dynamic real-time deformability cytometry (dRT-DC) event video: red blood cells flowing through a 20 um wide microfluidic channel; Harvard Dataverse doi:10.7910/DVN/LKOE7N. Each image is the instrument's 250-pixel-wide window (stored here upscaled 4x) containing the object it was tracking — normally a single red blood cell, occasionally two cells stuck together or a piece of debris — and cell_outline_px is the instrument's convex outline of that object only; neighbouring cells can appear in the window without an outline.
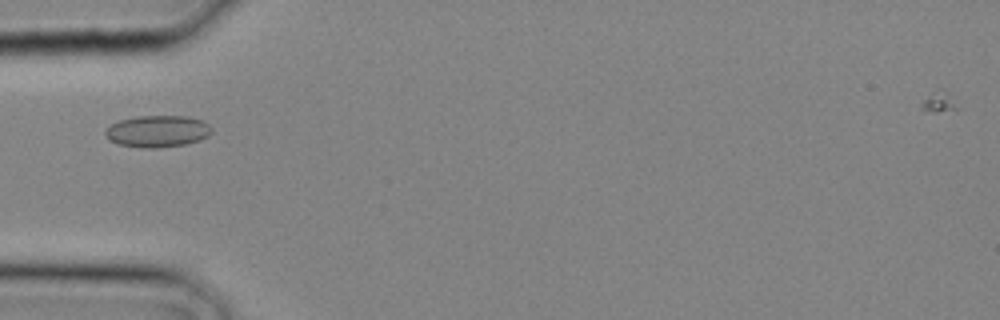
{"species": "common noctule bat (a hibernating species)", "species_latin": "Nyctalus noctula", "temperature_condition": "cold", "stored_images_in_passage": 9, "camera_frame_rate_fps": 3000, "um_per_image_px": 0.085, "animal": {"sex": "male", "body_mass_g": 20.4}, "frame": {"image": 1, "passage_image": 2, "time_ms": 0.333, "image_size_px": [1000, 320], "cell_outline_px": [[212, 132], [208, 136], [200, 140], [184, 144], [156, 148], [140, 148], [116, 144], [108, 140], [104, 136], [104, 132], [112, 124], [120, 120], [136, 116], [188, 116], [200, 120], [208, 124], [212, 128]], "centroid_in_image_um": [13.36, 11.17], "position_along_channel_um": 71.6, "area_um2": 19.83}}
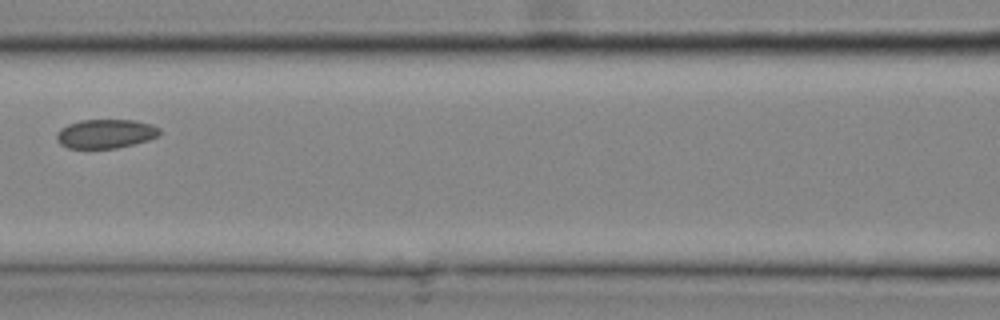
{"frame": {"image": 2, "passage_image": 6, "time_ms": 1.667, "image_size_px": [1000, 320], "cell_outline_px": [[160, 136], [148, 140], [116, 148], [68, 148], [60, 144], [56, 140], [56, 132], [60, 128], [68, 124], [80, 120], [136, 120], [152, 124], [160, 128]], "centroid_in_image_um": [8.97, 11.36], "position_along_channel_um": 157.6, "area_um2": 17.57}}
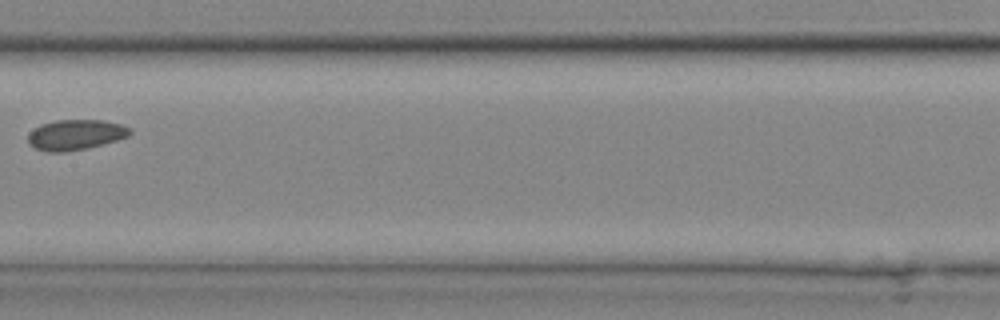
{"frame": {"image": 3, "passage_image": 8, "time_ms": 2.333, "image_size_px": [1000, 320], "cell_outline_px": [[132, 132], [128, 136], [116, 140], [88, 148], [64, 152], [48, 152], [36, 148], [28, 144], [28, 132], [40, 124], [56, 120], [100, 120], [120, 124], [128, 128]], "centroid_in_image_um": [6.37, 11.46], "position_along_channel_um": 201.0, "area_um2": 17.98}}